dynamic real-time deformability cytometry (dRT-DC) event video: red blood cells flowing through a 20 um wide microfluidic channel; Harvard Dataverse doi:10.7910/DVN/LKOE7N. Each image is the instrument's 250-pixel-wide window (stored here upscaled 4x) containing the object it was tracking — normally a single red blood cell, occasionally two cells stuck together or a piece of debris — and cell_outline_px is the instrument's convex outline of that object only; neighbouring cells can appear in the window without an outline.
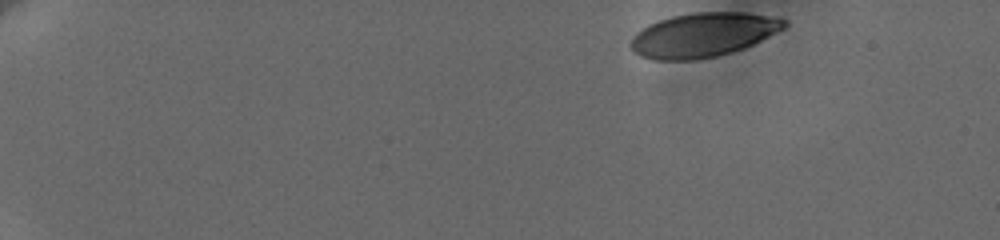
{"species": "human", "species_latin": "Homo sapiens", "temperature_condition": "cold", "stored_images_in_passage": 51, "camera_frame_rate_fps": 3000, "um_per_image_px": 0.085, "donor": {"sex": "female"}, "frame": {"image": 1, "passage_image": 1, "time_ms": 0.0, "image_size_px": [1000, 240], "cell_outline_px": [[788, 24], [784, 28], [744, 48], [732, 52], [716, 56], [696, 60], [652, 60], [640, 56], [628, 44], [632, 36], [636, 32], [648, 24], [672, 16], [696, 12], [744, 12], [780, 16], [788, 20]], "centroid_in_image_um": [59.77, 2.95], "position_along_channel_um": 25.2, "area_um2": 39.82}}
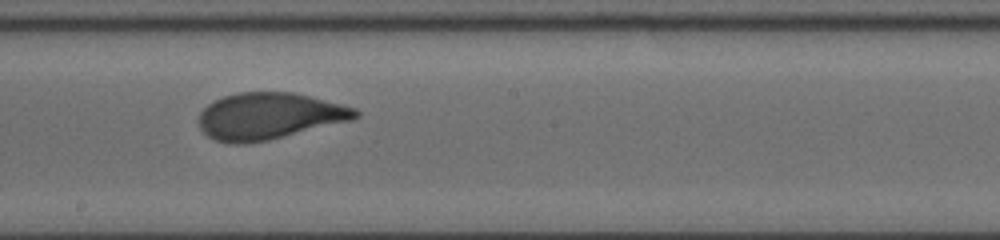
{"frame": {"image": 2, "passage_image": 29, "time_ms": 9.333, "image_size_px": [1000, 240], "cell_outline_px": [[360, 116], [352, 120], [268, 140], [240, 144], [232, 144], [216, 140], [208, 136], [200, 128], [200, 112], [208, 104], [224, 96], [240, 92], [292, 92], [356, 108], [360, 112]], "centroid_in_image_um": [22.88, 9.87], "position_along_channel_um": 225.3, "area_um2": 42.14}}
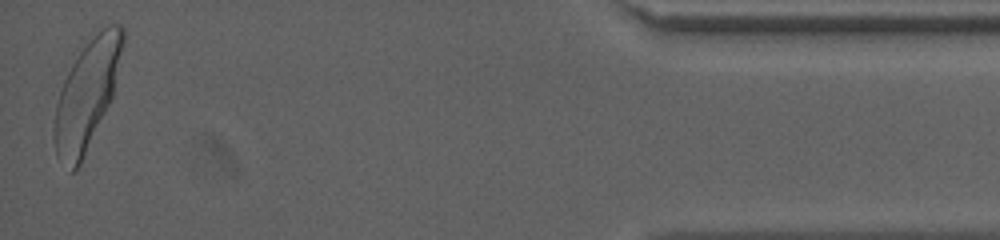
{"frame": {"image": 3, "passage_image": 51, "time_ms": 16.667, "image_size_px": [1000, 240], "cell_outline_px": [[124, 44], [112, 96], [80, 164], [72, 172], [56, 152], [52, 136], [52, 132], [56, 104], [64, 80], [72, 64], [80, 52], [104, 28], [112, 24], [120, 24], [124, 28]], "centroid_in_image_um": [7.38, 8.05], "position_along_channel_um": 427.8, "area_um2": 41.91}, "authors_computed_cell_mechanics": {"area_um2": 42.0206, "velocity_mm_per_s": 3.6091, "shape_relaxation_time_tau1_ms": 3.1197, "shape_relaxation_time_tau2_ms": null, "deformation_change_tau1": 0.1751, "deformation_change_tau2": null}}